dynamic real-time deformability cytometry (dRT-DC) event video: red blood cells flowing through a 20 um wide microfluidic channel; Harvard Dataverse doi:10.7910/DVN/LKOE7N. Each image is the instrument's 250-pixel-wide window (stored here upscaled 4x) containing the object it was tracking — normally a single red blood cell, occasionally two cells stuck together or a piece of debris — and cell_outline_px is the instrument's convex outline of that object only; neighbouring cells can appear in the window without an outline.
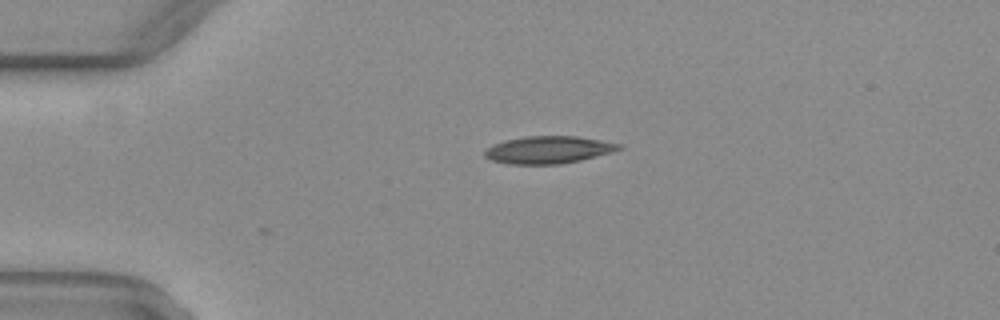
{"species": "common noctule bat (a hibernating species)", "species_latin": "Nyctalus noctula", "temperature_condition": "warm", "stored_images_in_passage": 3, "camera_frame_rate_fps": 3000, "um_per_image_px": 0.085, "animal": {"sex": "female", "body_mass_g": 29.2, "forearm_length_mm": 56.3}, "frame": {"image": 1, "passage_image": 3, "time_ms": 0.667, "image_size_px": [1000, 320], "cell_outline_px": [[624, 148], [612, 152], [580, 160], [560, 164], [508, 164], [492, 160], [484, 156], [484, 152], [492, 144], [504, 140], [524, 136], [576, 136], [624, 144]], "centroid_in_image_um": [46.63, 12.73], "position_along_channel_um": 38.4, "area_um2": 21.5}}